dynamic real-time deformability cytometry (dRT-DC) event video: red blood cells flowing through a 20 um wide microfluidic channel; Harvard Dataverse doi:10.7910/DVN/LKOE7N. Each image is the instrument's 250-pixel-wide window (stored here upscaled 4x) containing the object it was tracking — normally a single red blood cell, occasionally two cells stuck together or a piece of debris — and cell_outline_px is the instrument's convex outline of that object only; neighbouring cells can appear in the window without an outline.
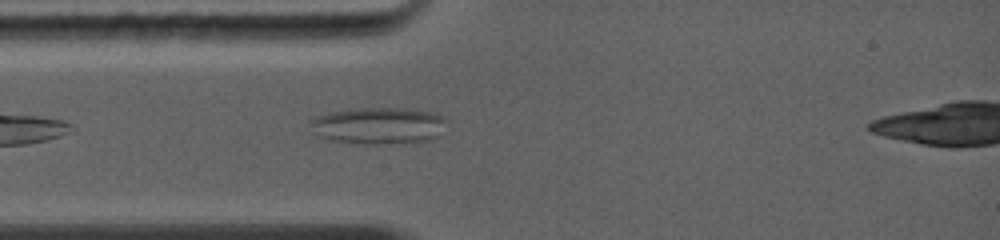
{"species": "common noctule bat (a hibernating species)", "species_latin": "Nyctalus noctula", "temperature_condition": "warm", "stored_images_in_passage": 21, "camera_frame_rate_fps": 5000, "um_per_image_px": 0.085, "animal": {"sex": "female", "body_mass_g": 19.0, "forearm_length_mm": 56.7}, "frame": {"image": 1, "passage_image": 2, "time_ms": 0.4, "image_size_px": [1000, 240], "cell_outline_px": [[444, 120], [436, 136], [428, 140], [396, 144], [360, 144], [332, 140], [320, 136], [312, 132], [308, 124], [308, 120], [316, 116], [332, 112], [356, 108], [404, 108], [436, 112]], "centroid_in_image_um": [32.08, 10.68], "position_along_channel_um": 52.9, "area_um2": 29.13}}
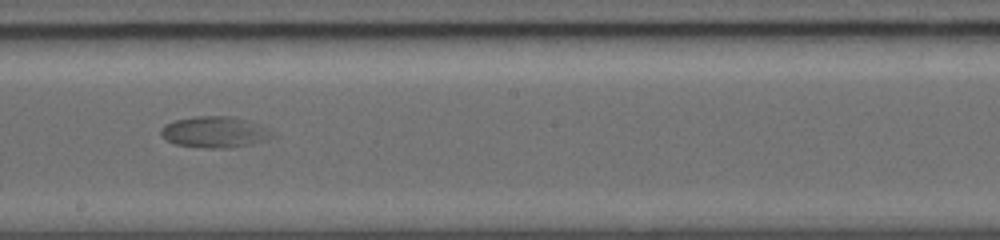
{"frame": {"image": 2, "passage_image": 12, "time_ms": 4.6, "image_size_px": [1000, 240], "cell_outline_px": [[276, 136], [252, 144], [232, 148], [208, 148], [176, 144], [160, 136], [160, 132], [164, 124], [176, 120], [192, 116], [236, 116], [260, 124]], "centroid_in_image_um": [18.26, 11.21], "position_along_channel_um": 229.9, "area_um2": 20.35}}
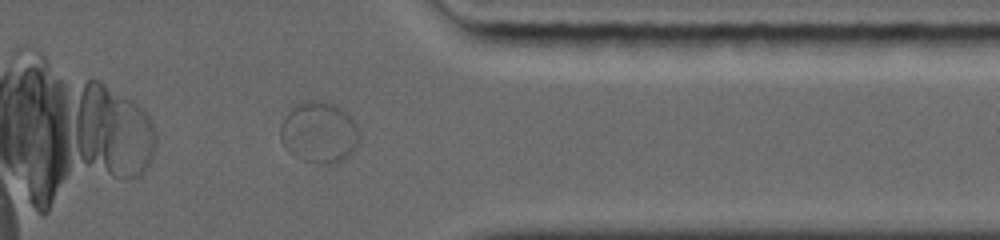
{"frame": {"image": 3, "passage_image": 16, "time_ms": 8.4, "image_size_px": [1000, 240], "cell_outline_px": [[360, 136], [356, 148], [344, 160], [336, 164], [324, 164], [300, 160], [288, 152], [284, 148], [280, 140], [280, 124], [284, 116], [300, 100], [324, 100], [336, 104], [356, 124]], "centroid_in_image_um": [27.09, 11.26], "position_along_channel_um": 384.3, "area_um2": 28.78}}